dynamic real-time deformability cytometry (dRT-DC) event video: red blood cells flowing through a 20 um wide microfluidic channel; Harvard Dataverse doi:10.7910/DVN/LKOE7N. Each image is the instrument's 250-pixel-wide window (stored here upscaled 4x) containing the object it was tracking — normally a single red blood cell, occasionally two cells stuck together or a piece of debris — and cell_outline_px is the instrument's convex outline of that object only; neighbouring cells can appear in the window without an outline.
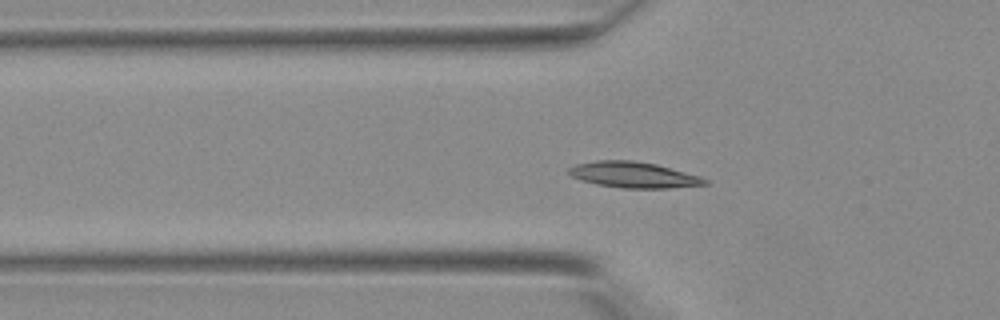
{"species": "Egyptian fruit bat (a non-hibernating species)", "species_latin": "Rousettus aegyptiacus", "temperature_condition": "warm", "stored_images_in_passage": 43, "camera_frame_rate_fps": 3000, "um_per_image_px": 0.085, "animal": {"sex": "female"}, "frame": {"image": 1, "passage_image": 15, "time_ms": 4.667, "image_size_px": [1000, 320], "cell_outline_px": [[708, 184], [668, 188], [624, 188], [596, 184], [580, 180], [572, 176], [568, 172], [568, 168], [576, 164], [596, 160], [632, 160], [656, 164], [700, 176], [708, 180]], "centroid_in_image_um": [53.83, 14.86], "position_along_channel_um": 72.0, "area_um2": 20.46}}
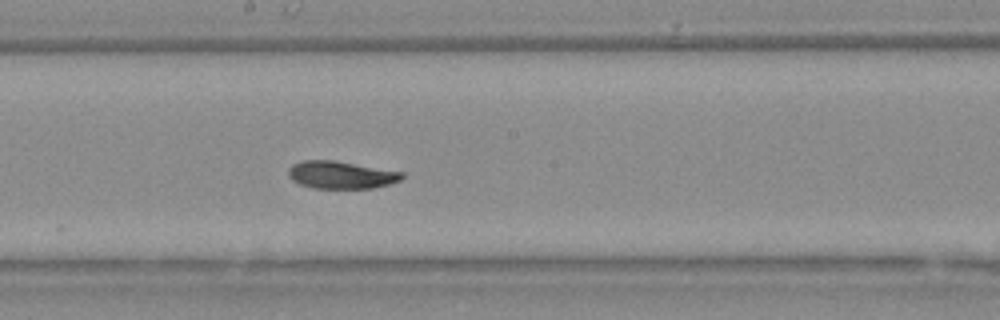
{"frame": {"image": 2, "passage_image": 24, "time_ms": 7.667, "image_size_px": [1000, 320], "cell_outline_px": [[404, 176], [400, 180], [388, 184], [372, 188], [312, 188], [300, 184], [292, 180], [288, 176], [288, 168], [292, 164], [304, 160], [336, 160], [404, 172]], "centroid_in_image_um": [28.97, 14.85], "position_along_channel_um": 219.2, "area_um2": 18.32}}
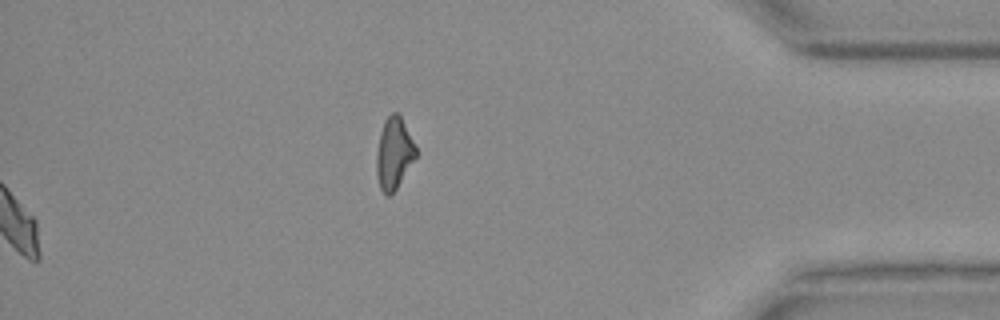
{"frame": {"image": 3, "passage_image": 43, "time_ms": 14.0, "image_size_px": [1000, 320], "cell_outline_px": [[416, 156], [396, 188], [388, 196], [380, 188], [376, 172], [376, 152], [380, 132], [384, 120], [392, 112], [396, 112], [400, 116], [416, 148]], "centroid_in_image_um": [33.45, 13.02], "position_along_channel_um": 401.7, "area_um2": 16.01}}